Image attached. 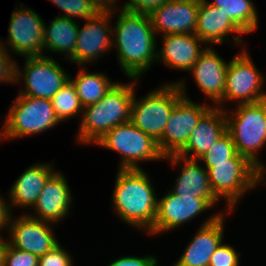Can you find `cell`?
<instances>
[{"mask_svg":"<svg viewBox=\"0 0 266 266\" xmlns=\"http://www.w3.org/2000/svg\"><path fill=\"white\" fill-rule=\"evenodd\" d=\"M118 13L115 26L112 25L117 63L128 79H140L157 63L158 37L148 14L124 9Z\"/></svg>","mask_w":266,"mask_h":266,"instance_id":"6da1fadb","label":"cell"},{"mask_svg":"<svg viewBox=\"0 0 266 266\" xmlns=\"http://www.w3.org/2000/svg\"><path fill=\"white\" fill-rule=\"evenodd\" d=\"M112 193L116 217L127 225L149 233L154 227L158 198L144 169H118Z\"/></svg>","mask_w":266,"mask_h":266,"instance_id":"7a4b0ae2","label":"cell"},{"mask_svg":"<svg viewBox=\"0 0 266 266\" xmlns=\"http://www.w3.org/2000/svg\"><path fill=\"white\" fill-rule=\"evenodd\" d=\"M131 82H117L97 103L83 108L76 142L88 145L96 143L112 128L131 119V105L139 79L129 78Z\"/></svg>","mask_w":266,"mask_h":266,"instance_id":"3957f363","label":"cell"},{"mask_svg":"<svg viewBox=\"0 0 266 266\" xmlns=\"http://www.w3.org/2000/svg\"><path fill=\"white\" fill-rule=\"evenodd\" d=\"M224 111L226 131L231 135L236 152L246 157L266 176V165L258 158L259 151L266 146V99L239 104L235 109Z\"/></svg>","mask_w":266,"mask_h":266,"instance_id":"277c9868","label":"cell"},{"mask_svg":"<svg viewBox=\"0 0 266 266\" xmlns=\"http://www.w3.org/2000/svg\"><path fill=\"white\" fill-rule=\"evenodd\" d=\"M213 194L227 205L225 211H235L248 191L266 184V176L246 157L236 153L228 162L213 163L205 168ZM236 206V207H235Z\"/></svg>","mask_w":266,"mask_h":266,"instance_id":"5b68a950","label":"cell"},{"mask_svg":"<svg viewBox=\"0 0 266 266\" xmlns=\"http://www.w3.org/2000/svg\"><path fill=\"white\" fill-rule=\"evenodd\" d=\"M1 127L2 142L28 137L53 129L61 122L49 99L18 94L9 106Z\"/></svg>","mask_w":266,"mask_h":266,"instance_id":"8992f818","label":"cell"},{"mask_svg":"<svg viewBox=\"0 0 266 266\" xmlns=\"http://www.w3.org/2000/svg\"><path fill=\"white\" fill-rule=\"evenodd\" d=\"M93 145L118 153L121 157L118 169H142L139 162L163 161L165 157L157 141L131 121L112 128Z\"/></svg>","mask_w":266,"mask_h":266,"instance_id":"52a82bcc","label":"cell"},{"mask_svg":"<svg viewBox=\"0 0 266 266\" xmlns=\"http://www.w3.org/2000/svg\"><path fill=\"white\" fill-rule=\"evenodd\" d=\"M182 96L175 81L158 86L157 89L150 91L141 99L136 98L135 92L130 121L158 142L162 138L172 109Z\"/></svg>","mask_w":266,"mask_h":266,"instance_id":"ba28073f","label":"cell"},{"mask_svg":"<svg viewBox=\"0 0 266 266\" xmlns=\"http://www.w3.org/2000/svg\"><path fill=\"white\" fill-rule=\"evenodd\" d=\"M247 49L241 48L242 51L229 61L223 98L213 104L214 107L226 109L228 107L224 103L228 101L239 105L266 99V91L262 87L266 78L257 69Z\"/></svg>","mask_w":266,"mask_h":266,"instance_id":"9c48e42d","label":"cell"},{"mask_svg":"<svg viewBox=\"0 0 266 266\" xmlns=\"http://www.w3.org/2000/svg\"><path fill=\"white\" fill-rule=\"evenodd\" d=\"M176 83L183 96L172 109L162 138L157 142L164 156L177 154L188 142L200 119L213 107L209 103L193 102L187 95L184 79L176 80Z\"/></svg>","mask_w":266,"mask_h":266,"instance_id":"30bf717a","label":"cell"},{"mask_svg":"<svg viewBox=\"0 0 266 266\" xmlns=\"http://www.w3.org/2000/svg\"><path fill=\"white\" fill-rule=\"evenodd\" d=\"M24 60L23 68L18 66V60L16 62V84L21 83L23 77L25 85L19 90L20 95L51 100L69 81L70 74L50 55L25 57Z\"/></svg>","mask_w":266,"mask_h":266,"instance_id":"8fae6325","label":"cell"},{"mask_svg":"<svg viewBox=\"0 0 266 266\" xmlns=\"http://www.w3.org/2000/svg\"><path fill=\"white\" fill-rule=\"evenodd\" d=\"M117 7L104 8L93 18L84 20L85 25L82 28L79 23L74 57L70 60L72 64L78 66L92 64L113 48L111 19L119 11Z\"/></svg>","mask_w":266,"mask_h":266,"instance_id":"7c38bea8","label":"cell"},{"mask_svg":"<svg viewBox=\"0 0 266 266\" xmlns=\"http://www.w3.org/2000/svg\"><path fill=\"white\" fill-rule=\"evenodd\" d=\"M13 10L8 39L4 42L0 38V43L10 54L21 55L23 58L46 55L43 43L44 20L30 7L25 8L23 3L16 5Z\"/></svg>","mask_w":266,"mask_h":266,"instance_id":"4fadbf2b","label":"cell"},{"mask_svg":"<svg viewBox=\"0 0 266 266\" xmlns=\"http://www.w3.org/2000/svg\"><path fill=\"white\" fill-rule=\"evenodd\" d=\"M14 215L8 231L9 245L39 258L60 243L53 231L54 223L30 217L27 212Z\"/></svg>","mask_w":266,"mask_h":266,"instance_id":"5bb4252c","label":"cell"},{"mask_svg":"<svg viewBox=\"0 0 266 266\" xmlns=\"http://www.w3.org/2000/svg\"><path fill=\"white\" fill-rule=\"evenodd\" d=\"M210 209L212 207L202 198L181 196L168 190L163 197L158 198L154 227L148 234L157 236L175 230Z\"/></svg>","mask_w":266,"mask_h":266,"instance_id":"9a60e30c","label":"cell"},{"mask_svg":"<svg viewBox=\"0 0 266 266\" xmlns=\"http://www.w3.org/2000/svg\"><path fill=\"white\" fill-rule=\"evenodd\" d=\"M232 212L217 211L209 215L172 266H209L210 258L223 242L226 213Z\"/></svg>","mask_w":266,"mask_h":266,"instance_id":"2e32d148","label":"cell"},{"mask_svg":"<svg viewBox=\"0 0 266 266\" xmlns=\"http://www.w3.org/2000/svg\"><path fill=\"white\" fill-rule=\"evenodd\" d=\"M199 0H167L148 15L157 35L195 34Z\"/></svg>","mask_w":266,"mask_h":266,"instance_id":"e0dca14e","label":"cell"},{"mask_svg":"<svg viewBox=\"0 0 266 266\" xmlns=\"http://www.w3.org/2000/svg\"><path fill=\"white\" fill-rule=\"evenodd\" d=\"M172 167H178L179 173L173 188L169 189L177 195L193 196L204 199L212 208L219 203V199L213 194L210 186L207 170L199 160L188 159L178 154L164 157Z\"/></svg>","mask_w":266,"mask_h":266,"instance_id":"ac0fdd59","label":"cell"},{"mask_svg":"<svg viewBox=\"0 0 266 266\" xmlns=\"http://www.w3.org/2000/svg\"><path fill=\"white\" fill-rule=\"evenodd\" d=\"M73 196L66 177L56 171L46 182L30 217L58 224L63 221L73 204Z\"/></svg>","mask_w":266,"mask_h":266,"instance_id":"d6986e66","label":"cell"},{"mask_svg":"<svg viewBox=\"0 0 266 266\" xmlns=\"http://www.w3.org/2000/svg\"><path fill=\"white\" fill-rule=\"evenodd\" d=\"M232 33L231 39L234 44L241 45V47L243 45L244 48V40L241 37L244 33L225 15L222 9L210 4L209 0H199L195 34L205 43V46L221 45L225 43V39L229 43L228 36Z\"/></svg>","mask_w":266,"mask_h":266,"instance_id":"ffe728a7","label":"cell"},{"mask_svg":"<svg viewBox=\"0 0 266 266\" xmlns=\"http://www.w3.org/2000/svg\"><path fill=\"white\" fill-rule=\"evenodd\" d=\"M228 63L212 46H207L189 70L205 98L215 105L223 98Z\"/></svg>","mask_w":266,"mask_h":266,"instance_id":"44dd1931","label":"cell"},{"mask_svg":"<svg viewBox=\"0 0 266 266\" xmlns=\"http://www.w3.org/2000/svg\"><path fill=\"white\" fill-rule=\"evenodd\" d=\"M162 47L157 50V61L169 69L185 71L194 66L207 46L196 34H168L162 36ZM163 62V63H162Z\"/></svg>","mask_w":266,"mask_h":266,"instance_id":"7402d4cb","label":"cell"},{"mask_svg":"<svg viewBox=\"0 0 266 266\" xmlns=\"http://www.w3.org/2000/svg\"><path fill=\"white\" fill-rule=\"evenodd\" d=\"M226 132L224 109L212 107L198 122L178 155L198 160Z\"/></svg>","mask_w":266,"mask_h":266,"instance_id":"603a6c76","label":"cell"},{"mask_svg":"<svg viewBox=\"0 0 266 266\" xmlns=\"http://www.w3.org/2000/svg\"><path fill=\"white\" fill-rule=\"evenodd\" d=\"M51 163H35L28 167L14 181L9 190L11 209L33 208L47 180L57 171Z\"/></svg>","mask_w":266,"mask_h":266,"instance_id":"cb8c5ba5","label":"cell"},{"mask_svg":"<svg viewBox=\"0 0 266 266\" xmlns=\"http://www.w3.org/2000/svg\"><path fill=\"white\" fill-rule=\"evenodd\" d=\"M74 19L57 15L50 21L49 26L44 24V51L61 53L70 61L74 57L79 23Z\"/></svg>","mask_w":266,"mask_h":266,"instance_id":"d4e9b609","label":"cell"},{"mask_svg":"<svg viewBox=\"0 0 266 266\" xmlns=\"http://www.w3.org/2000/svg\"><path fill=\"white\" fill-rule=\"evenodd\" d=\"M69 80L73 83L83 108L97 103L117 83L102 72H87L84 66H80L75 78L71 79L70 75Z\"/></svg>","mask_w":266,"mask_h":266,"instance_id":"484cf974","label":"cell"},{"mask_svg":"<svg viewBox=\"0 0 266 266\" xmlns=\"http://www.w3.org/2000/svg\"><path fill=\"white\" fill-rule=\"evenodd\" d=\"M210 4L219 7L244 33L250 34L258 28V12L252 0H213Z\"/></svg>","mask_w":266,"mask_h":266,"instance_id":"4316f807","label":"cell"},{"mask_svg":"<svg viewBox=\"0 0 266 266\" xmlns=\"http://www.w3.org/2000/svg\"><path fill=\"white\" fill-rule=\"evenodd\" d=\"M51 102L60 122H67L69 119H73L79 115H81L79 116L80 118L82 117L83 106L70 80L52 96Z\"/></svg>","mask_w":266,"mask_h":266,"instance_id":"83f0119b","label":"cell"},{"mask_svg":"<svg viewBox=\"0 0 266 266\" xmlns=\"http://www.w3.org/2000/svg\"><path fill=\"white\" fill-rule=\"evenodd\" d=\"M54 5L64 11L60 14L74 20H87L93 18L104 9L102 4L97 0H49ZM77 18V19H75Z\"/></svg>","mask_w":266,"mask_h":266,"instance_id":"f1b7e54d","label":"cell"},{"mask_svg":"<svg viewBox=\"0 0 266 266\" xmlns=\"http://www.w3.org/2000/svg\"><path fill=\"white\" fill-rule=\"evenodd\" d=\"M236 153L231 135L226 131L198 160L204 168H211L213 163L228 162Z\"/></svg>","mask_w":266,"mask_h":266,"instance_id":"f546056e","label":"cell"},{"mask_svg":"<svg viewBox=\"0 0 266 266\" xmlns=\"http://www.w3.org/2000/svg\"><path fill=\"white\" fill-rule=\"evenodd\" d=\"M241 253L234 246L221 243L209 261V266H239Z\"/></svg>","mask_w":266,"mask_h":266,"instance_id":"4dcf8cb0","label":"cell"},{"mask_svg":"<svg viewBox=\"0 0 266 266\" xmlns=\"http://www.w3.org/2000/svg\"><path fill=\"white\" fill-rule=\"evenodd\" d=\"M38 264L39 258L36 255L8 245L4 266H38Z\"/></svg>","mask_w":266,"mask_h":266,"instance_id":"1f68e13d","label":"cell"},{"mask_svg":"<svg viewBox=\"0 0 266 266\" xmlns=\"http://www.w3.org/2000/svg\"><path fill=\"white\" fill-rule=\"evenodd\" d=\"M73 262L70 253L59 243L49 252L39 257L38 266H74Z\"/></svg>","mask_w":266,"mask_h":266,"instance_id":"d6a6232c","label":"cell"},{"mask_svg":"<svg viewBox=\"0 0 266 266\" xmlns=\"http://www.w3.org/2000/svg\"><path fill=\"white\" fill-rule=\"evenodd\" d=\"M16 59L0 43V84L16 83Z\"/></svg>","mask_w":266,"mask_h":266,"instance_id":"836d02e7","label":"cell"},{"mask_svg":"<svg viewBox=\"0 0 266 266\" xmlns=\"http://www.w3.org/2000/svg\"><path fill=\"white\" fill-rule=\"evenodd\" d=\"M159 260L153 255L139 256H122L111 263L108 266H159Z\"/></svg>","mask_w":266,"mask_h":266,"instance_id":"e575fe53","label":"cell"},{"mask_svg":"<svg viewBox=\"0 0 266 266\" xmlns=\"http://www.w3.org/2000/svg\"><path fill=\"white\" fill-rule=\"evenodd\" d=\"M165 1L167 0H128L121 8L130 12L149 14Z\"/></svg>","mask_w":266,"mask_h":266,"instance_id":"d590c367","label":"cell"},{"mask_svg":"<svg viewBox=\"0 0 266 266\" xmlns=\"http://www.w3.org/2000/svg\"><path fill=\"white\" fill-rule=\"evenodd\" d=\"M14 213H12V209L10 206V203L8 199H5L1 194H0V231L2 232L3 230L8 231L10 222L12 219ZM0 232V236L2 235Z\"/></svg>","mask_w":266,"mask_h":266,"instance_id":"8d00e7d4","label":"cell"},{"mask_svg":"<svg viewBox=\"0 0 266 266\" xmlns=\"http://www.w3.org/2000/svg\"><path fill=\"white\" fill-rule=\"evenodd\" d=\"M9 245L8 239L6 240L0 236V266H4L5 252Z\"/></svg>","mask_w":266,"mask_h":266,"instance_id":"74e56055","label":"cell"},{"mask_svg":"<svg viewBox=\"0 0 266 266\" xmlns=\"http://www.w3.org/2000/svg\"><path fill=\"white\" fill-rule=\"evenodd\" d=\"M97 1L100 2L104 8L116 7V5L118 4L117 2L118 1L120 2V0H97Z\"/></svg>","mask_w":266,"mask_h":266,"instance_id":"f35d334b","label":"cell"},{"mask_svg":"<svg viewBox=\"0 0 266 266\" xmlns=\"http://www.w3.org/2000/svg\"><path fill=\"white\" fill-rule=\"evenodd\" d=\"M0 141H2V133H1V128H0Z\"/></svg>","mask_w":266,"mask_h":266,"instance_id":"ab89813d","label":"cell"}]
</instances>
